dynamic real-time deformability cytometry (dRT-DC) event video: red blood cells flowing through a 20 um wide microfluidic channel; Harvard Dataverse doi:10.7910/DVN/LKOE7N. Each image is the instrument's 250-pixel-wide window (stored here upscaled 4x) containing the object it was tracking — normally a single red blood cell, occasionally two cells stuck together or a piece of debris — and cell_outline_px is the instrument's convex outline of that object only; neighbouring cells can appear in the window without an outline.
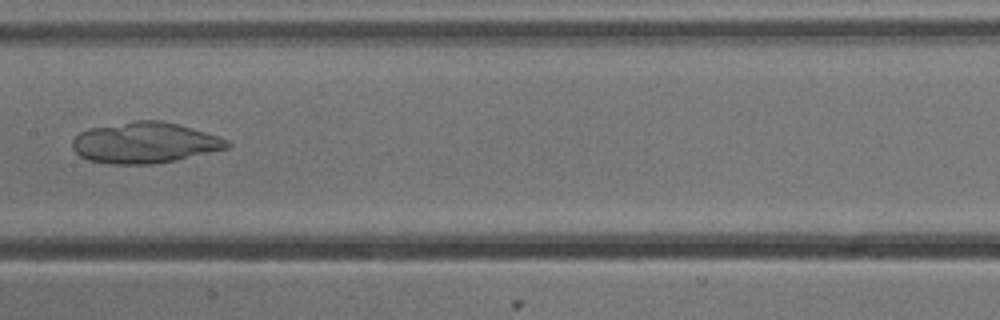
{"species": "common noctule bat (a hibernating species)", "species_latin": "Nyctalus noctula", "temperature_condition": "cold", "stored_images_in_passage": 7, "camera_frame_rate_fps": 3000, "um_per_image_px": 0.085, "animal": {"sex": "male", "body_mass_g": 13.3}, "frame": {"image": 1, "passage_image": 7, "time_ms": 2.0, "image_size_px": [1000, 320], "cell_outline_px": [[232, 144], [228, 148], [176, 160], [152, 164], [112, 164], [88, 160], [80, 156], [72, 148], [72, 140], [80, 132], [88, 128], [136, 120], [160, 120], [176, 124], [204, 132], [228, 140]], "centroid_in_image_um": [12.27, 12.13], "position_along_channel_um": 195.1, "area_um2": 36.7}}